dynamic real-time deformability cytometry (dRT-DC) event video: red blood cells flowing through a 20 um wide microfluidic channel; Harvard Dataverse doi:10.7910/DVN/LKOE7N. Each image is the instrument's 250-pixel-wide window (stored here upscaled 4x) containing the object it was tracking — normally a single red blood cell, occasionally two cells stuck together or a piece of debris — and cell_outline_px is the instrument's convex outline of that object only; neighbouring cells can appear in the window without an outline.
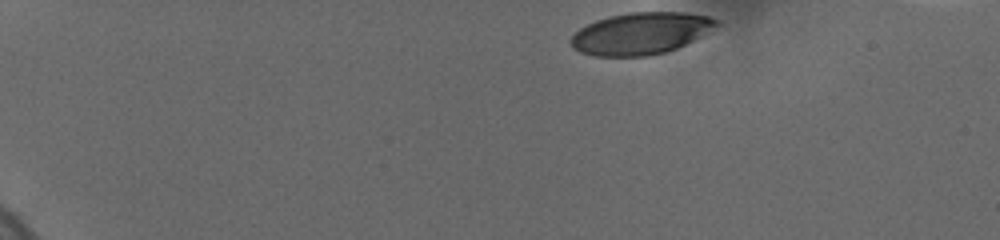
{"species": "human", "species_latin": "Homo sapiens", "temperature_condition": "cold", "stored_images_in_passage": 17, "camera_frame_rate_fps": 3000, "um_per_image_px": 0.085, "donor": {"sex": "female"}, "frame": {"image": 1, "passage_image": 1, "time_ms": 0.0, "image_size_px": [1000, 240], "cell_outline_px": [[720, 24], [700, 36], [676, 48], [664, 52], [648, 56], [596, 56], [580, 52], [572, 48], [568, 40], [580, 28], [596, 20], [608, 16], [628, 12], [684, 12], [708, 16], [720, 20]], "centroid_in_image_um": [54.43, 2.83], "position_along_channel_um": 30.6, "area_um2": 35.49}}
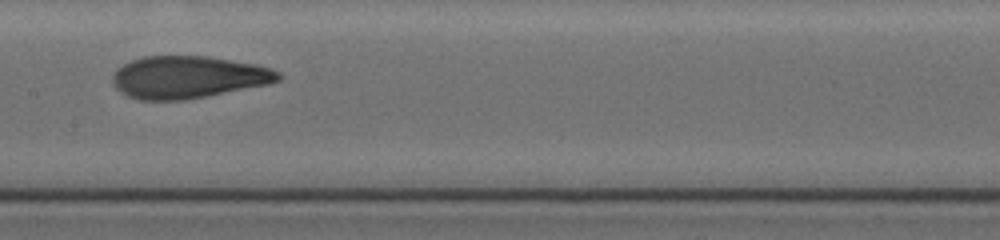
{"frame": {"image": 2, "passage_image": 10, "time_ms": 7.333, "image_size_px": [1000, 240], "cell_outline_px": [[284, 76], [280, 80], [268, 84], [184, 100], [140, 100], [128, 96], [120, 92], [116, 88], [112, 80], [112, 76], [124, 64], [132, 60], [144, 56], [208, 56], [256, 64], [280, 72]], "centroid_in_image_um": [16.01, 6.56], "position_along_channel_um": 191.4, "area_um2": 40.63}}
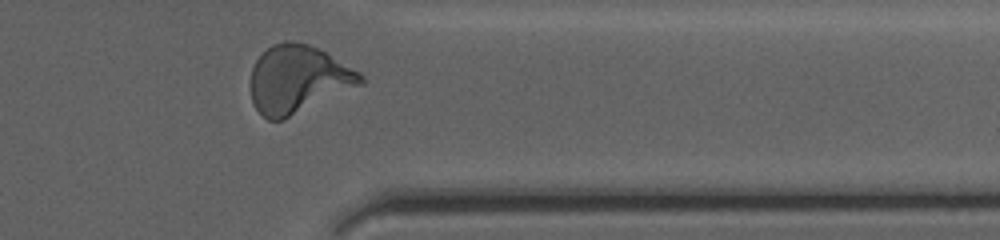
{"frame": {"image": 3, "passage_image": 17, "time_ms": 12.667, "image_size_px": [1000, 240], "cell_outline_px": [[364, 84], [284, 120], [268, 120], [256, 108], [252, 100], [252, 68], [256, 60], [272, 44], [284, 40], [288, 40], [308, 44], [320, 48], [360, 72], [364, 76]], "centroid_in_image_um": [25.38, 6.73], "position_along_channel_um": 386.0, "area_um2": 43.52}, "authors_computed_cell_mechanics": {"area_um2": 40.1132, "velocity_mm_per_s": 3.6831, "shape_relaxation_time_tau1_ms": 6.5078, "shape_relaxation_time_tau2_ms": 1.2976, "deformation_change_tau1": 0.2098, "deformation_change_tau2": 0.0806}}